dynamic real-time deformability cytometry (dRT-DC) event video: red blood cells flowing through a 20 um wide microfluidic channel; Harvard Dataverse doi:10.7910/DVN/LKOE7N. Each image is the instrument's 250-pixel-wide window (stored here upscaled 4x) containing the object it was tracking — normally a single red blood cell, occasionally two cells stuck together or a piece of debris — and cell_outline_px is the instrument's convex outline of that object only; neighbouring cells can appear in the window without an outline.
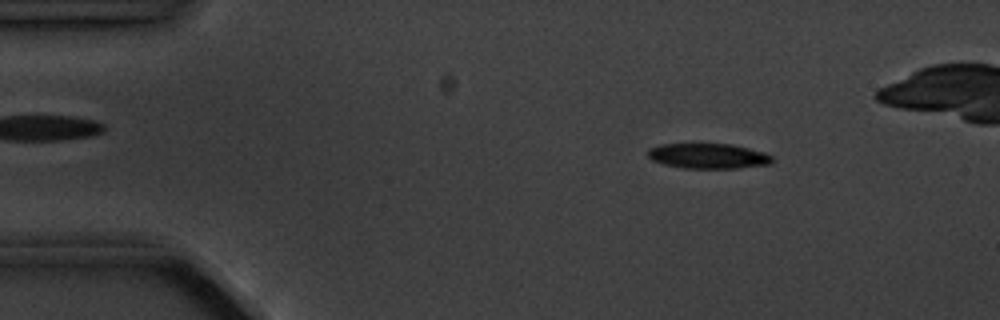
{"species": "common noctule bat (a hibernating species)", "species_latin": "Nyctalus noctula", "temperature_condition": "cold", "stored_images_in_passage": 5, "camera_frame_rate_fps": 3000, "um_per_image_px": 0.085, "animal": {"sex": "male", "body_mass_g": 20.1, "forearm_length_mm": 53.5}, "frame": {"image": 1, "passage_image": 2, "time_ms": 1.0, "image_size_px": [1000, 320], "cell_outline_px": [[772, 160], [768, 164], [736, 168], [684, 168], [664, 164], [652, 160], [648, 156], [648, 148], [660, 144], [732, 144], [764, 152], [772, 156]], "centroid_in_image_um": [60.16, 13.25], "position_along_channel_um": 24.8, "area_um2": 18.09}}